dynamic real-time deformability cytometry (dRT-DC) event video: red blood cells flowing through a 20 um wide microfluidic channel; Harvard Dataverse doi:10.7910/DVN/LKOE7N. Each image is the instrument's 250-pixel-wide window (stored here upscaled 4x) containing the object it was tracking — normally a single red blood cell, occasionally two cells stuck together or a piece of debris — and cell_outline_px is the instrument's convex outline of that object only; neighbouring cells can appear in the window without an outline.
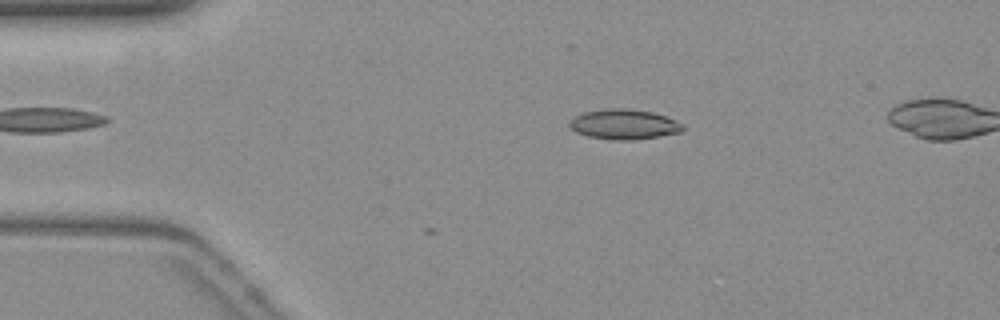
{"species": "common noctule bat (a hibernating species)", "species_latin": "Nyctalus noctula", "temperature_condition": "warm", "stored_images_in_passage": 13, "camera_frame_rate_fps": 3000, "um_per_image_px": 0.085, "animal": {"sex": "female", "body_mass_g": 19.3, "forearm_length_mm": 54.1}, "frame": {"image": 1, "passage_image": 10, "time_ms": 3.0, "image_size_px": [1000, 320], "cell_outline_px": [[684, 128], [680, 132], [660, 136], [632, 140], [616, 140], [588, 136], [576, 132], [568, 124], [572, 116], [584, 112], [612, 108], [624, 108], [652, 112], [664, 116], [680, 124]], "centroid_in_image_um": [52.98, 10.57], "position_along_channel_um": 32.0, "area_um2": 19.54}}